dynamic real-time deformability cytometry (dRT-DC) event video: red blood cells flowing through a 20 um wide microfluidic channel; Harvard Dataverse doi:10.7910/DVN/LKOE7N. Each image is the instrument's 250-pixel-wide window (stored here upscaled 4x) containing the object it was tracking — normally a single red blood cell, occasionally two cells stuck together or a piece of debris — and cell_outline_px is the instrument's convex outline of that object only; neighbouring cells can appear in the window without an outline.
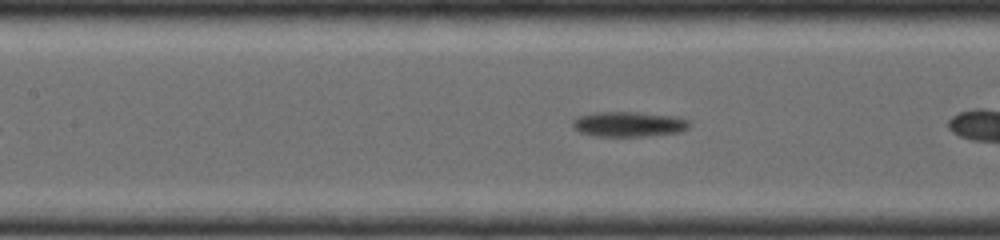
{"species": "common noctule bat (a hibernating species)", "species_latin": "Nyctalus noctula", "temperature_condition": "room temperature", "stored_images_in_passage": 36, "camera_frame_rate_fps": 4000, "um_per_image_px": 0.085, "animal": {"sex": "female", "body_mass_g": 19.0, "forearm_length_mm": 56.7}, "frame": {"image": 1, "passage_image": 10, "time_ms": 2.5, "image_size_px": [1000, 240], "cell_outline_px": [[692, 124], [688, 128], [680, 132], [644, 136], [596, 136], [580, 132], [572, 128], [572, 120], [580, 116], [596, 112], [636, 112], [680, 116], [688, 120]], "centroid_in_image_um": [53.48, 10.55], "position_along_channel_um": 153.9, "area_um2": 17.22}}